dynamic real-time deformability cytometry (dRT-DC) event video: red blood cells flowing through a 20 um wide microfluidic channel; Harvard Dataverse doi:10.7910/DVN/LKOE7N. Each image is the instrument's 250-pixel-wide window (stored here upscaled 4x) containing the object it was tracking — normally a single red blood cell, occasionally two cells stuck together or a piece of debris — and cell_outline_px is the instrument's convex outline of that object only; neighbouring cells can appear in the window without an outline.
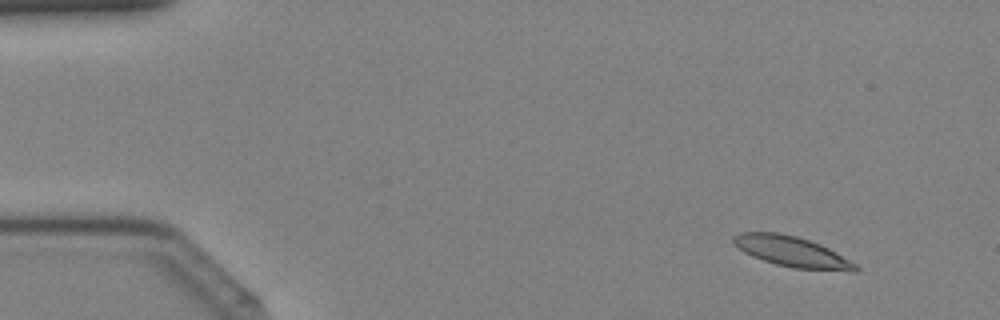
{"species": "Egyptian fruit bat (a non-hibernating species)", "species_latin": "Rousettus aegyptiacus", "temperature_condition": "cold", "stored_images_in_passage": 43, "camera_frame_rate_fps": 3000, "um_per_image_px": 0.085, "animal": {"sex": "female"}, "frame": {"image": 1, "passage_image": 5, "time_ms": 1.333, "image_size_px": [1000, 320], "cell_outline_px": [[860, 268], [856, 272], [852, 272], [796, 268], [776, 264], [752, 256], [744, 252], [732, 240], [732, 236], [740, 232], [780, 232], [796, 236], [820, 244], [828, 248], [856, 264]], "centroid_in_image_um": [67.33, 21.39], "position_along_channel_um": 17.7, "area_um2": 21.5}}
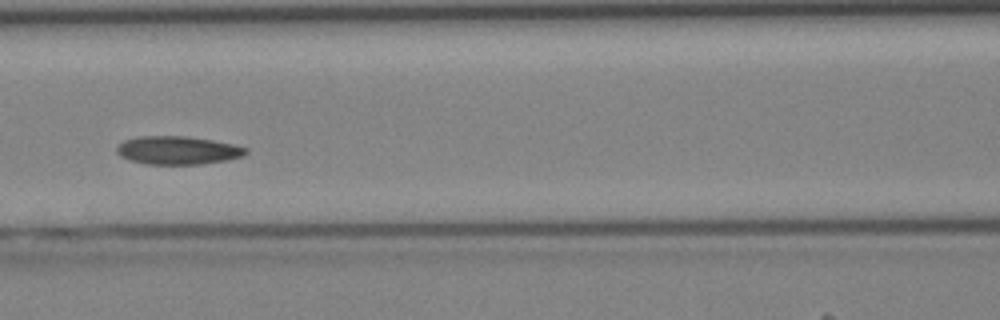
{"frame": {"image": 2, "passage_image": 20, "time_ms": 6.333, "image_size_px": [1000, 320], "cell_outline_px": [[248, 152], [244, 156], [228, 160], [200, 164], [148, 164], [132, 160], [120, 156], [116, 152], [116, 148], [124, 140], [140, 136], [184, 136], [212, 140], [232, 144], [248, 148]], "centroid_in_image_um": [15.13, 12.77], "position_along_channel_um": 151.5, "area_um2": 21.15}}
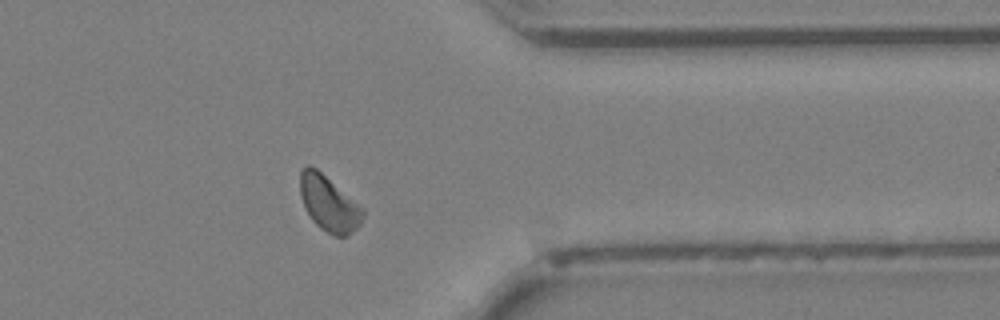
{"frame": {"image": 3, "passage_image": 35, "time_ms": 11.333, "image_size_px": [1000, 320], "cell_outline_px": [[364, 216], [360, 224], [348, 236], [336, 236], [320, 228], [312, 220], [300, 196], [300, 172], [304, 164], [308, 164], [316, 168], [360, 204], [364, 208]], "centroid_in_image_um": [27.96, 17.28], "position_along_channel_um": 383.4, "area_um2": 20.29}}